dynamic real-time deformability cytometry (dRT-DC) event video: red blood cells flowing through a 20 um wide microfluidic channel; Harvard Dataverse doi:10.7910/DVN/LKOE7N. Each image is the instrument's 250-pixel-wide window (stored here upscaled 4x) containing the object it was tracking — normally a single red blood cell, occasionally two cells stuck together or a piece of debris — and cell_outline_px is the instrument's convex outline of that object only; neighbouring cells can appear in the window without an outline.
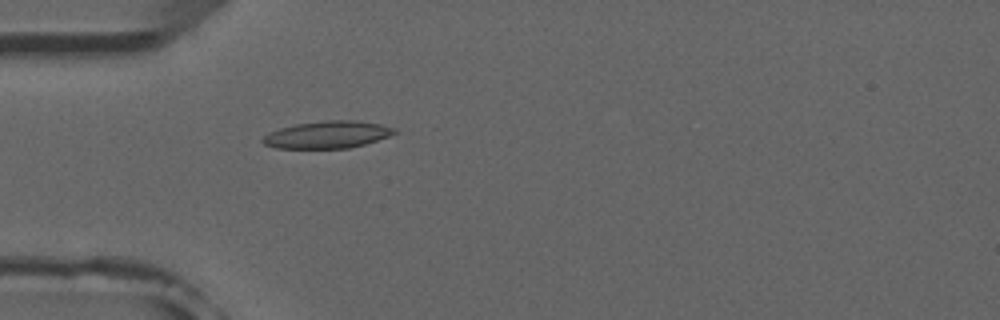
{"species": "common noctule bat (a hibernating species)", "species_latin": "Nyctalus noctula", "temperature_condition": "room temperature", "stored_images_in_passage": 4, "camera_frame_rate_fps": 3000, "um_per_image_px": 0.085, "animal": {"sex": "male", "forearm_length_mm": 52.5}, "frame": {"image": 1, "passage_image": 4, "time_ms": 4.0, "image_size_px": [1000, 320], "cell_outline_px": [[400, 132], [364, 144], [348, 148], [276, 148], [264, 144], [260, 140], [268, 132], [280, 128], [296, 124], [324, 120], [356, 120], [380, 124], [396, 128]], "centroid_in_image_um": [27.83, 11.44], "position_along_channel_um": 57.2, "area_um2": 20.92}}